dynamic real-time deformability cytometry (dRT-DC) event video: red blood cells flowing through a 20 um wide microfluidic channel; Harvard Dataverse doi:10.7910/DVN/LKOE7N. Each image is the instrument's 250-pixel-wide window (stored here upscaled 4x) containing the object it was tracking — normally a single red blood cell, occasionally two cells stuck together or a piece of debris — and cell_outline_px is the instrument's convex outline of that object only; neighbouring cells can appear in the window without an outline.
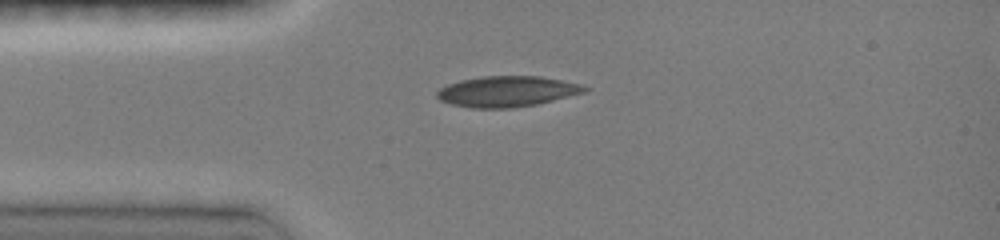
{"species": "common noctule bat (a hibernating species)", "species_latin": "Nyctalus noctula", "temperature_condition": "room temperature", "stored_images_in_passage": 15, "camera_frame_rate_fps": 3000, "um_per_image_px": 0.085, "animal": {"sex": "female", "body_mass_g": 19.0, "forearm_length_mm": 51.5}, "frame": {"image": 1, "passage_image": 1, "time_ms": 0.0, "image_size_px": [1000, 240], "cell_outline_px": [[592, 88], [584, 92], [536, 104], [512, 108], [472, 108], [452, 104], [440, 100], [436, 96], [436, 92], [440, 88], [448, 84], [460, 80], [484, 76], [540, 76], [584, 84]], "centroid_in_image_um": [43.11, 7.76], "position_along_channel_um": 41.9, "area_um2": 26.41}}
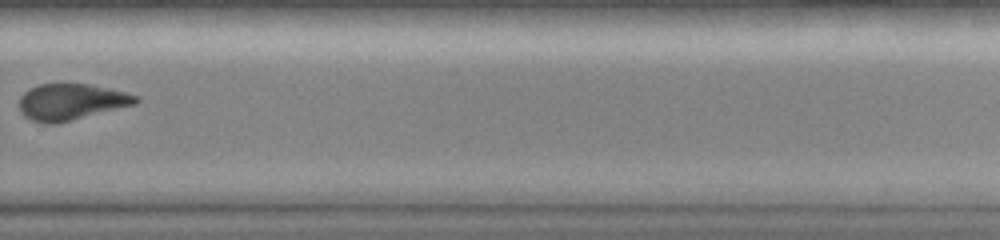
{"frame": {"image": 2, "passage_image": 10, "time_ms": 7.333, "image_size_px": [1000, 240], "cell_outline_px": [[140, 100], [136, 104], [56, 124], [44, 124], [32, 120], [24, 116], [20, 112], [20, 96], [28, 88], [40, 84], [88, 84], [128, 92], [140, 96]], "centroid_in_image_um": [6.06, 8.66], "position_along_channel_um": 323.7, "area_um2": 24.8}}
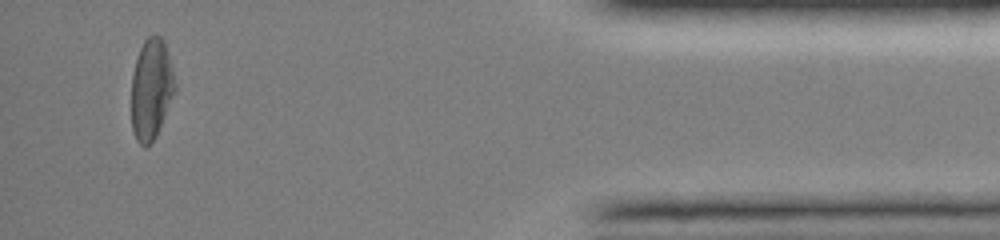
{"frame": {"image": 3, "passage_image": 14, "time_ms": 11.0, "image_size_px": [1000, 240], "cell_outline_px": [[176, 88], [156, 136], [144, 148], [136, 140], [132, 132], [132, 76], [136, 56], [144, 40], [148, 36], [160, 36], [164, 40], [168, 52], [176, 84]], "centroid_in_image_um": [12.85, 7.56], "position_along_channel_um": 422.4, "area_um2": 25.49}, "authors_computed_cell_mechanics": {"area_um2": 26.3568, "velocity_mm_per_s": 4.0519, "shape_relaxation_time_tau1_ms": 10.4942, "shape_relaxation_time_tau2_ms": 7.4392, "deformation_change_tau1": 0.2271, "deformation_change_tau2": 0.1463}}